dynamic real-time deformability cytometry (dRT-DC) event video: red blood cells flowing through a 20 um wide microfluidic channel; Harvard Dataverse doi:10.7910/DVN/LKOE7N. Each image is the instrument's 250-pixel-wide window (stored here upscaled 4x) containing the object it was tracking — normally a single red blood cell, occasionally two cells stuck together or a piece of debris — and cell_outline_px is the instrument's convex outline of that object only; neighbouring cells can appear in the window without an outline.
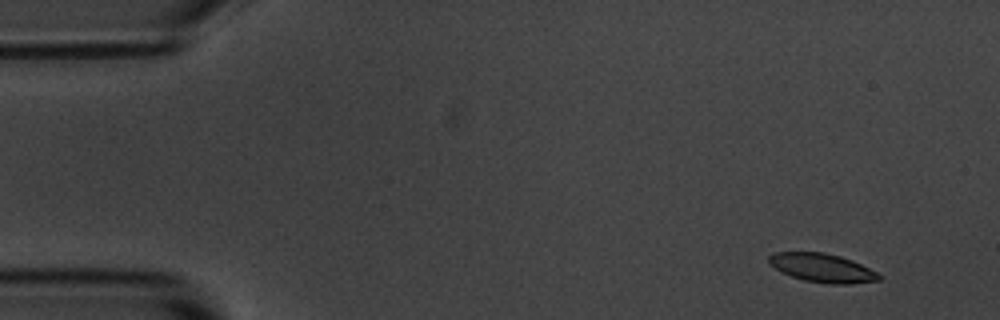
{"species": "common noctule bat (a hibernating species)", "species_latin": "Nyctalus noctula", "temperature_condition": "room temperature", "stored_images_in_passage": 4, "camera_frame_rate_fps": 3000, "um_per_image_px": 0.085, "animal": {"sex": "male", "body_mass_g": 20.1, "forearm_length_mm": 53.5}, "frame": {"image": 1, "passage_image": 4, "time_ms": 4.333, "image_size_px": [1000, 320], "cell_outline_px": [[880, 280], [848, 284], [828, 284], [804, 280], [780, 272], [768, 264], [768, 256], [776, 252], [824, 252], [840, 256], [852, 260], [876, 272], [880, 276]], "centroid_in_image_um": [69.84, 22.77], "position_along_channel_um": 15.2, "area_um2": 18.38}}